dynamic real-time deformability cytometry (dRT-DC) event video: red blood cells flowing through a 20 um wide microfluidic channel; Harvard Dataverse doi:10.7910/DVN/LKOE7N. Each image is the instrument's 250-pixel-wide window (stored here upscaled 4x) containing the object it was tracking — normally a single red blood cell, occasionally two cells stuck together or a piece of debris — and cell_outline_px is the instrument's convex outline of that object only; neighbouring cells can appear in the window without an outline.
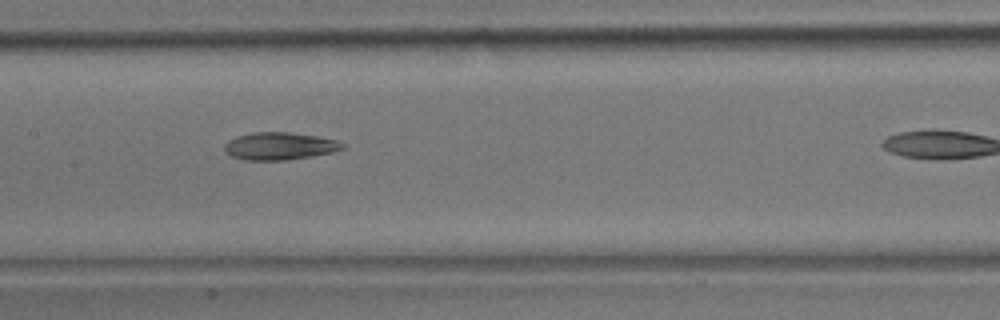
{"species": "common noctule bat (a hibernating species)", "species_latin": "Nyctalus noctula", "temperature_condition": "room temperature", "stored_images_in_passage": 15, "camera_frame_rate_fps": 3000, "um_per_image_px": 0.085, "animal": {"sex": "male", "body_mass_g": 17.9}, "frame": {"image": 1, "passage_image": 9, "time_ms": 2.667, "image_size_px": [1000, 320], "cell_outline_px": [[344, 148], [332, 152], [288, 160], [244, 160], [232, 156], [224, 152], [224, 144], [228, 140], [236, 136], [252, 132], [288, 132], [316, 136], [336, 140], [344, 144]], "centroid_in_image_um": [23.71, 12.41], "position_along_channel_um": 183.7, "area_um2": 18.9}}
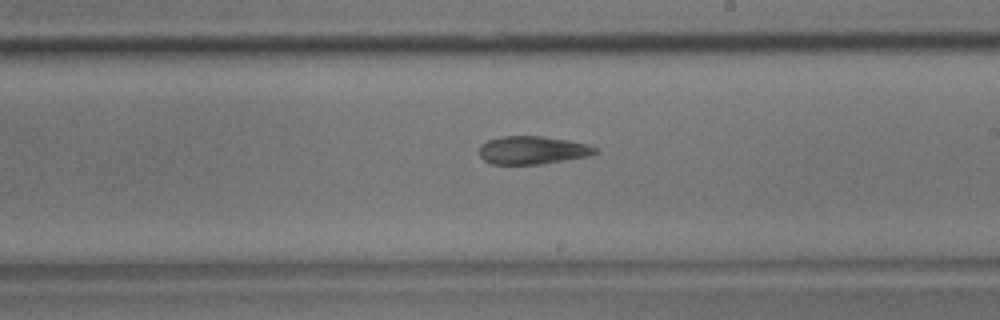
{"frame": {"image": 2, "passage_image": 13, "time_ms": 4.0, "image_size_px": [1000, 320], "cell_outline_px": [[600, 152], [588, 156], [540, 164], [492, 164], [484, 160], [480, 156], [480, 144], [488, 140], [500, 136], [544, 136], [568, 140], [588, 144], [600, 148]], "centroid_in_image_um": [45.3, 12.75], "position_along_channel_um": 243.7, "area_um2": 19.13}}